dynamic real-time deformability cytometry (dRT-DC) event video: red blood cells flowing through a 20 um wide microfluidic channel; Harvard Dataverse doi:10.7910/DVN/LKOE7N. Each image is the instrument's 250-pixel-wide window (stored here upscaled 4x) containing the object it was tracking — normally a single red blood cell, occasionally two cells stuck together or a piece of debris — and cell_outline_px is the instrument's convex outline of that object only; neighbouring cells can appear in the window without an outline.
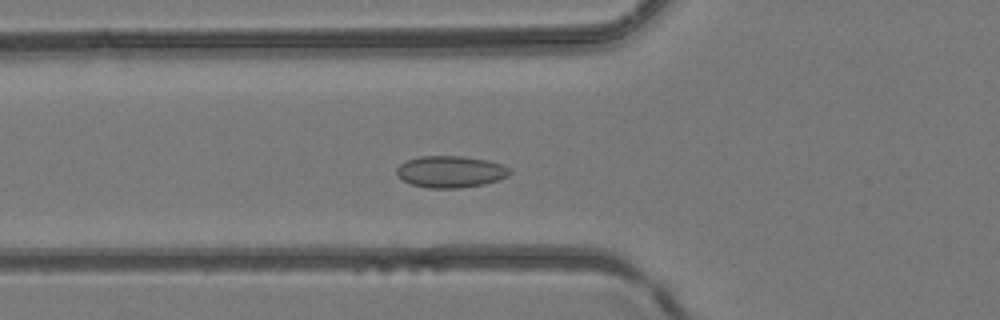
{"species": "common noctule bat (a hibernating species)", "species_latin": "Nyctalus noctula", "temperature_condition": "room temperature", "stored_images_in_passage": 41, "camera_frame_rate_fps": 3000, "um_per_image_px": 0.085, "animal": {"sex": "female", "body_mass_g": 24.6, "forearm_length_mm": 56.2}, "frame": {"image": 1, "passage_image": 10, "time_ms": 3.0, "image_size_px": [1000, 320], "cell_outline_px": [[512, 172], [508, 176], [484, 184], [460, 188], [428, 188], [412, 184], [404, 180], [396, 172], [396, 168], [400, 164], [408, 160], [420, 156], [464, 156], [488, 160], [500, 164], [508, 168]], "centroid_in_image_um": [38.3, 14.59], "position_along_channel_um": 87.5, "area_um2": 20.75}}
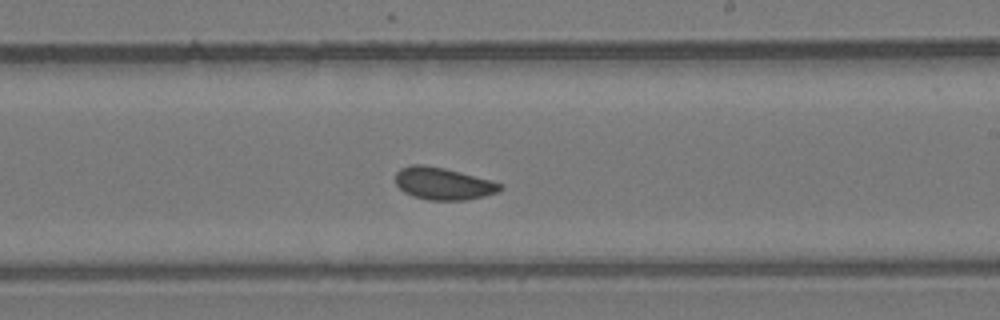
{"frame": {"image": 2, "passage_image": 21, "time_ms": 6.667, "image_size_px": [1000, 320], "cell_outline_px": [[504, 188], [496, 192], [484, 196], [464, 200], [428, 200], [412, 196], [404, 192], [396, 184], [396, 172], [400, 168], [412, 164], [424, 164], [444, 168], [492, 180], [504, 184]], "centroid_in_image_um": [37.67, 15.6], "position_along_channel_um": 251.3, "area_um2": 19.77}}
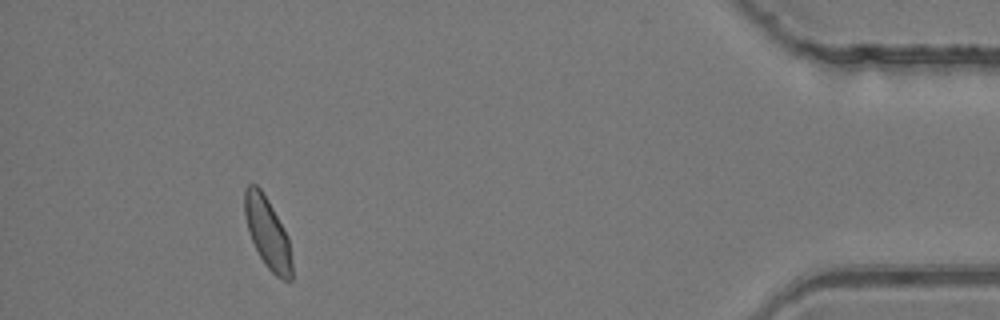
{"frame": {"image": 3, "passage_image": 36, "time_ms": 11.667, "image_size_px": [1000, 320], "cell_outline_px": [[292, 280], [284, 280], [276, 276], [264, 264], [252, 240], [248, 228], [244, 212], [244, 188], [248, 184], [256, 184], [260, 188], [268, 200], [284, 228], [288, 236], [292, 260]], "centroid_in_image_um": [22.75, 19.79], "position_along_channel_um": 412.5, "area_um2": 19.42}}